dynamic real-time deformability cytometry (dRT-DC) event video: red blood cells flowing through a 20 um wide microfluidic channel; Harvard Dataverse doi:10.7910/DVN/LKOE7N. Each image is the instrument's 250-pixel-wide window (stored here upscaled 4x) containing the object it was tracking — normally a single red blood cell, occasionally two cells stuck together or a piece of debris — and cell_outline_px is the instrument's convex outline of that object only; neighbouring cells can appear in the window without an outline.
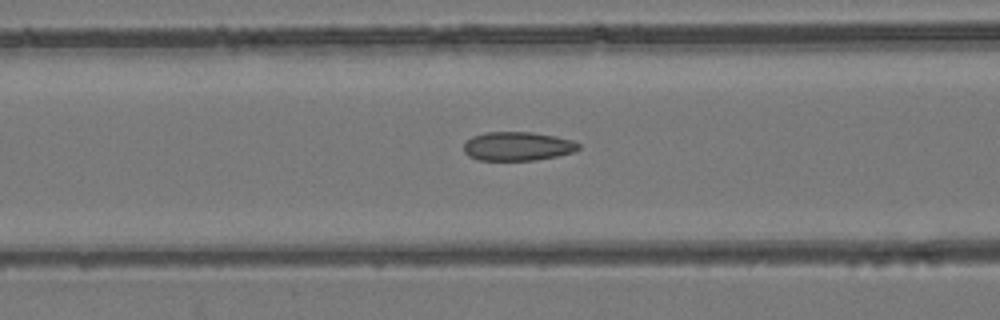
{"species": "common noctule bat (a hibernating species)", "species_latin": "Nyctalus noctula", "temperature_condition": "room temperature", "stored_images_in_passage": 54, "camera_frame_rate_fps": 3000, "um_per_image_px": 0.085, "animal": {"sex": "female", "body_mass_g": 24.6, "forearm_length_mm": 56.2}, "frame": {"image": 1, "passage_image": 22, "time_ms": 7.0, "image_size_px": [1000, 320], "cell_outline_px": [[580, 148], [572, 152], [556, 156], [536, 160], [480, 160], [468, 156], [464, 152], [464, 144], [472, 136], [484, 132], [532, 132], [556, 136], [572, 140], [580, 144]], "centroid_in_image_um": [43.98, 12.42], "position_along_channel_um": 122.6, "area_um2": 19.31}}
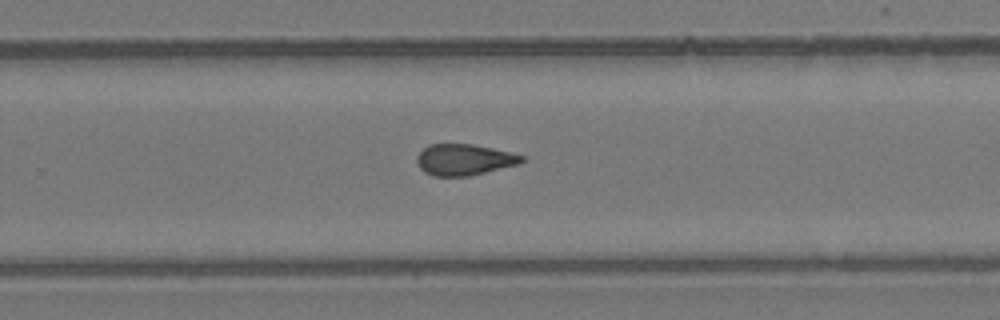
{"frame": {"image": 2, "passage_image": 35, "time_ms": 11.333, "image_size_px": [1000, 320], "cell_outline_px": [[524, 160], [516, 164], [468, 176], [432, 176], [424, 172], [420, 168], [416, 160], [416, 156], [428, 144], [472, 144], [512, 152], [524, 156]], "centroid_in_image_um": [39.41, 13.56], "position_along_channel_um": 290.4, "area_um2": 18.9}}
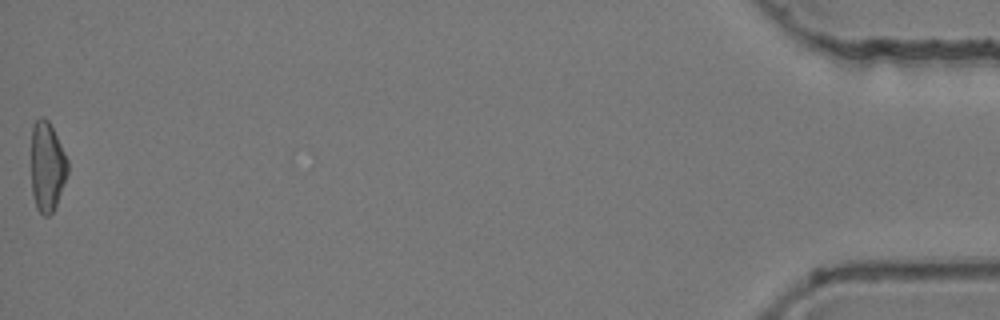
{"frame": {"image": 3, "passage_image": 54, "time_ms": 17.667, "image_size_px": [1000, 320], "cell_outline_px": [[68, 172], [56, 204], [52, 212], [48, 216], [44, 216], [36, 208], [32, 192], [32, 124], [40, 116], [44, 116], [48, 120], [68, 160]], "centroid_in_image_um": [4.0, 14.15], "position_along_channel_um": 431.2, "area_um2": 18.84}, "authors_computed_cell_mechanics": {"area_um2": 19.6231, "velocity_mm_per_s": 3.8795, "shape_relaxation_time_tau1_ms": null, "shape_relaxation_time_tau2_ms": 2.4683, "deformation_change_tau1": null, "deformation_change_tau2": 0.0977}}